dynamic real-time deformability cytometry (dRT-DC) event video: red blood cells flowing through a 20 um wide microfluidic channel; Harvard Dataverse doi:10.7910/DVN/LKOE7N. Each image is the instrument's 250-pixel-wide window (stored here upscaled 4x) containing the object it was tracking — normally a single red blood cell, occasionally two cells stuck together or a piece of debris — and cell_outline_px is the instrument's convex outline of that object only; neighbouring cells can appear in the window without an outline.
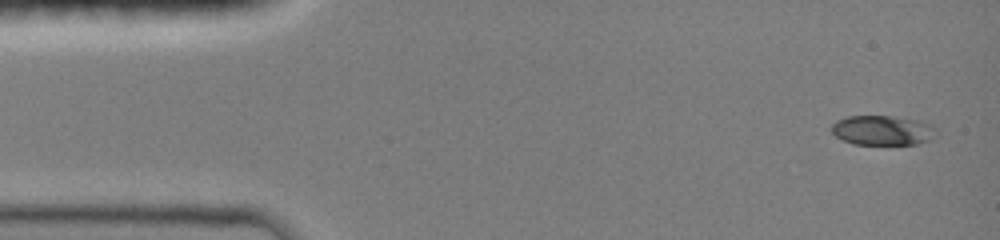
{"species": "common noctule bat (a hibernating species)", "species_latin": "Nyctalus noctula", "temperature_condition": "room temperature", "stored_images_in_passage": 25, "camera_frame_rate_fps": 3000, "um_per_image_px": 0.085, "animal": {"sex": "female", "body_mass_g": 19.0, "forearm_length_mm": 51.5}, "frame": {"image": 1, "passage_image": 1, "time_ms": 0.0, "image_size_px": [1000, 240], "cell_outline_px": [[936, 136], [928, 140], [916, 144], [852, 144], [836, 136], [832, 132], [832, 124], [836, 120], [848, 116], [892, 116], [920, 120], [932, 124], [936, 128]], "centroid_in_image_um": [75.04, 11.07], "position_along_channel_um": 10.0, "area_um2": 18.21}}
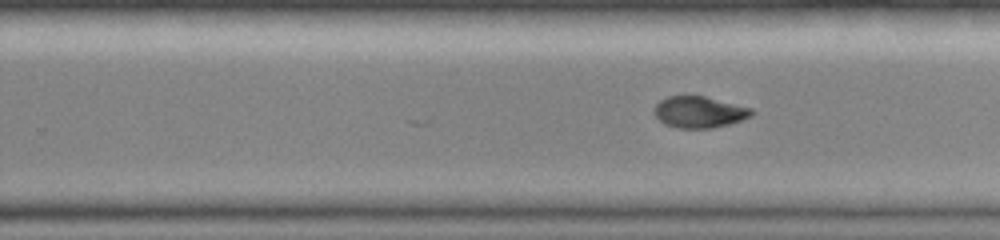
{"frame": {"image": 2, "passage_image": 25, "time_ms": 8.0, "image_size_px": [1000, 240], "cell_outline_px": [[756, 112], [752, 116], [728, 124], [712, 128], [676, 128], [664, 124], [656, 116], [656, 104], [660, 100], [668, 96], [704, 96], [752, 108]], "centroid_in_image_um": [59.46, 9.53], "position_along_channel_um": 270.3, "area_um2": 17.69}}